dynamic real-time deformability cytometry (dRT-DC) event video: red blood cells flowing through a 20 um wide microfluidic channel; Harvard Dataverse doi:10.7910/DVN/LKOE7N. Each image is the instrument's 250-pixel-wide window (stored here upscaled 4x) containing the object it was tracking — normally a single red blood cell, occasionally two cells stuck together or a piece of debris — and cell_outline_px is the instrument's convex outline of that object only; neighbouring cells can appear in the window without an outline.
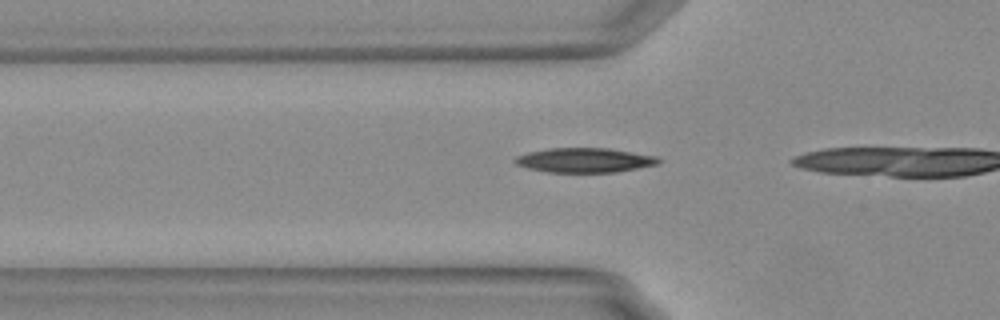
{"species": "Egyptian fruit bat (a non-hibernating species)", "species_latin": "Rousettus aegyptiacus", "temperature_condition": "warm", "stored_images_in_passage": 3, "camera_frame_rate_fps": 3000, "um_per_image_px": 0.085, "animal": {"sex": "female"}, "frame": {"image": 1, "passage_image": 2, "time_ms": 0.333, "image_size_px": [1000, 320], "cell_outline_px": [[660, 160], [656, 164], [616, 172], [548, 172], [528, 168], [516, 164], [512, 160], [516, 156], [528, 152], [548, 148], [608, 148], [656, 156]], "centroid_in_image_um": [49.63, 13.61], "position_along_channel_um": 76.2, "area_um2": 20.35}}